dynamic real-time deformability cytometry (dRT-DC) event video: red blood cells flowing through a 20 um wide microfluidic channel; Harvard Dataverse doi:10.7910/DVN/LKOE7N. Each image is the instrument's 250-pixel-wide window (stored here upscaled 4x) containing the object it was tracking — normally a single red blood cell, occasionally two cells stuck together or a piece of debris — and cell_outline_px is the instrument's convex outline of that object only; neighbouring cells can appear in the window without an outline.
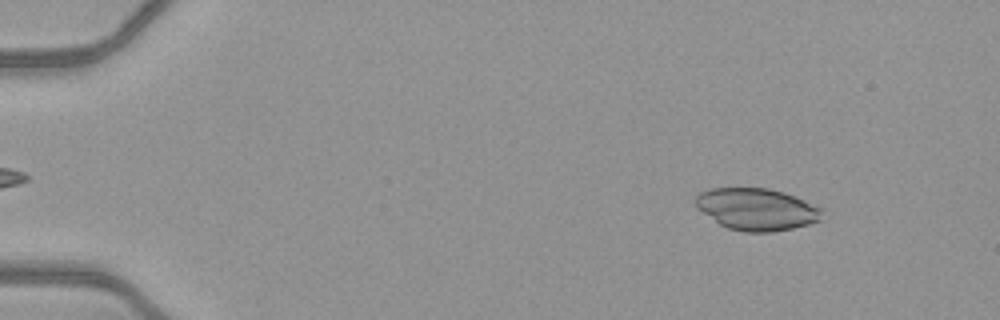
{"species": "common noctule bat (a hibernating species)", "species_latin": "Nyctalus noctula", "temperature_condition": "warm", "stored_images_in_passage": 50, "camera_frame_rate_fps": 3000, "um_per_image_px": 0.085, "animal": {"sex": "female", "body_mass_g": 21.9}, "frame": {"image": 1, "passage_image": 6, "time_ms": 1.667, "image_size_px": [1000, 320], "cell_outline_px": [[824, 208], [820, 220], [808, 224], [792, 228], [772, 232], [744, 232], [728, 228], [720, 224], [696, 208], [692, 200], [700, 192], [708, 188], [768, 188], [784, 192]], "centroid_in_image_um": [64.29, 17.78], "position_along_channel_um": 20.7, "area_um2": 31.15}}
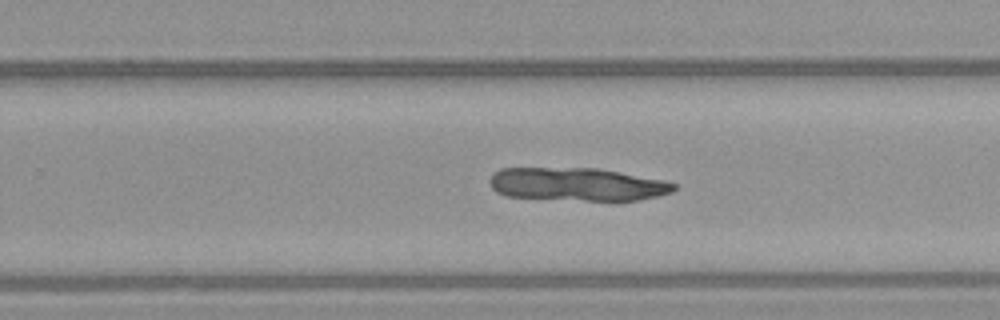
{"frame": {"image": 2, "passage_image": 33, "time_ms": 10.667, "image_size_px": [1000, 320], "cell_outline_px": [[676, 188], [672, 192], [640, 200], [584, 200], [508, 196], [496, 192], [492, 188], [492, 176], [500, 168], [596, 168], [664, 180], [676, 184]], "centroid_in_image_um": [49.09, 15.66], "position_along_channel_um": 280.7, "area_um2": 35.03}}
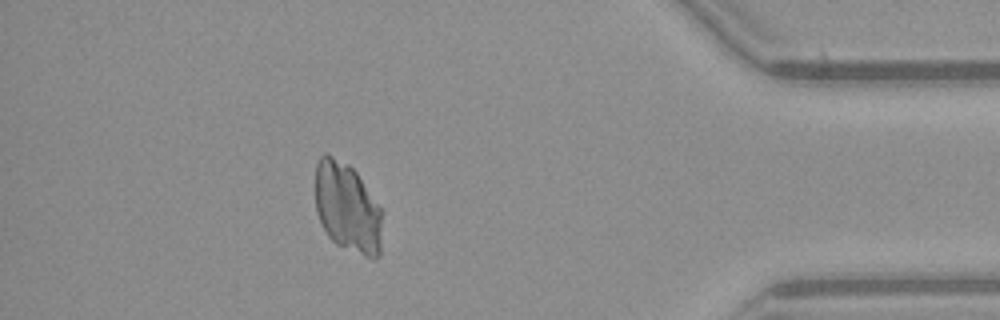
{"frame": {"image": 3, "passage_image": 45, "time_ms": 14.667, "image_size_px": [1000, 320], "cell_outline_px": [[384, 212], [380, 256], [376, 260], [372, 260], [336, 244], [328, 236], [316, 212], [316, 164], [320, 156], [324, 152], [328, 152], [348, 164], [356, 172]], "centroid_in_image_um": [29.57, 17.67], "position_along_channel_um": 405.6, "area_um2": 35.72}}